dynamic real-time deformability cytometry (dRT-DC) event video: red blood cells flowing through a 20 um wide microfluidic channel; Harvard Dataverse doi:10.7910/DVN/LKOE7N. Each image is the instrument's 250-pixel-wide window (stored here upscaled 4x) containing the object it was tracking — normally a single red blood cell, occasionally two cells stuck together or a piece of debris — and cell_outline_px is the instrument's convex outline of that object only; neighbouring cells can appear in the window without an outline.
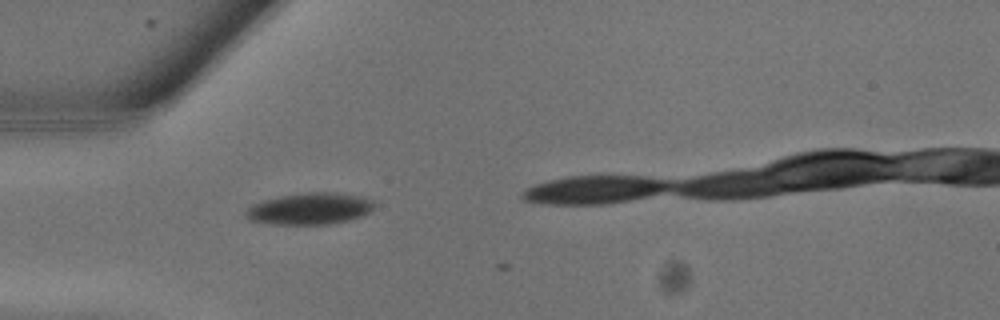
{"species": "common noctule bat (a hibernating species)", "species_latin": "Nyctalus noctula", "temperature_condition": "warm", "stored_images_in_passage": 1, "camera_frame_rate_fps": 3000, "um_per_image_px": 0.085, "animal": {"sex": "male", "body_mass_g": 13.3}, "frame": {"image": 1, "passage_image": 1, "time_ms": 0.0, "image_size_px": [1000, 320], "cell_outline_px": [[372, 208], [368, 212], [360, 216], [348, 220], [328, 224], [272, 224], [248, 220], [244, 216], [244, 212], [248, 208], [264, 200], [280, 196], [308, 192], [344, 192], [360, 196], [372, 200]], "centroid_in_image_um": [26.31, 17.73], "position_along_channel_um": 58.7, "area_um2": 23.52}}